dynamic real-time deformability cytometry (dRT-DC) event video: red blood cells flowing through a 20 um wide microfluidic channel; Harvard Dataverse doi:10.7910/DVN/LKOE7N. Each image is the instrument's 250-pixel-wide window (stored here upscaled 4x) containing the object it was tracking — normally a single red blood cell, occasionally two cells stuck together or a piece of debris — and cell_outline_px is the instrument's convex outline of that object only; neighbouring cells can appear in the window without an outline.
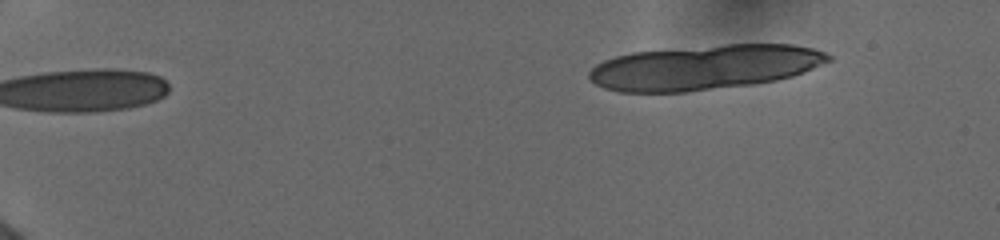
{"species": "human", "species_latin": "Homo sapiens", "temperature_condition": "cold", "stored_images_in_passage": 4, "segment_of_instrument_passage": [2, 2], "camera_frame_rate_fps": 3000, "um_per_image_px": 0.085, "donor": {"sex": "female"}, "frame": {"image": 1, "passage_image": 4, "time_ms": 3.333, "image_size_px": [1000, 240], "cell_outline_px": [[832, 60], [792, 76], [776, 80], [748, 84], [684, 92], [620, 92], [604, 88], [588, 80], [588, 72], [596, 64], [604, 60], [616, 56], [632, 52], [724, 44], [792, 44], [812, 48], [824, 52], [832, 56]], "centroid_in_image_um": [59.83, 5.71], "position_along_channel_um": 25.2, "area_um2": 62.19}}